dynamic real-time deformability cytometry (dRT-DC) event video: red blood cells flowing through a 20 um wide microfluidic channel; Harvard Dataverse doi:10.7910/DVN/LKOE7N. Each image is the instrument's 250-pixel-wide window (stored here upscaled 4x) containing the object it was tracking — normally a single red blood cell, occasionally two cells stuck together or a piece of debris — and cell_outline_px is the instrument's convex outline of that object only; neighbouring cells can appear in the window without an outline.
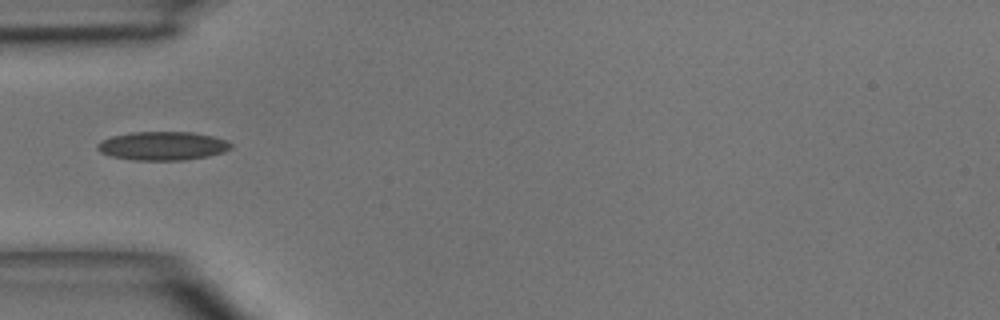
{"species": "common noctule bat (a hibernating species)", "species_latin": "Nyctalus noctula", "temperature_condition": "room temperature", "stored_images_in_passage": 4, "camera_frame_rate_fps": 3000, "um_per_image_px": 0.085, "animal": {"sex": "male", "body_mass_g": 15.6}, "frame": {"image": 1, "passage_image": 4, "time_ms": 4.0, "image_size_px": [1000, 320], "cell_outline_px": [[232, 148], [224, 152], [208, 156], [184, 160], [136, 160], [112, 156], [100, 152], [96, 148], [96, 144], [112, 136], [132, 132], [192, 132], [212, 136], [228, 140], [232, 144]], "centroid_in_image_um": [13.86, 12.4], "position_along_channel_um": 71.1, "area_um2": 22.25}}